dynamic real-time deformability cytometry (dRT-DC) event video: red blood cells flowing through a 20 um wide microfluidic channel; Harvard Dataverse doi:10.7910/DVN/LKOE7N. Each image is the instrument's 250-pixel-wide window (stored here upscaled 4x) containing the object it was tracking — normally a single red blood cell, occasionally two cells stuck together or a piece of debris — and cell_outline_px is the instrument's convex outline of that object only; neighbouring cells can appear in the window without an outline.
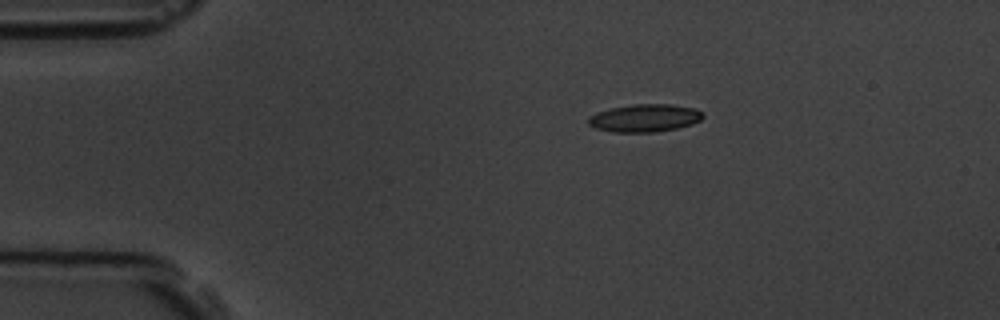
{"species": "common noctule bat (a hibernating species)", "species_latin": "Nyctalus noctula", "temperature_condition": "room temperature", "stored_images_in_passage": 6, "camera_frame_rate_fps": 3000, "um_per_image_px": 0.085, "animal": {"sex": "male", "body_mass_g": 19.5, "forearm_length_mm": 54.6}, "frame": {"image": 1, "passage_image": 1, "time_ms": 0.0, "image_size_px": [1000, 320], "cell_outline_px": [[704, 116], [700, 120], [692, 124], [676, 128], [652, 132], [612, 132], [596, 128], [588, 124], [588, 116], [596, 112], [612, 108], [632, 104], [672, 104], [696, 108], [704, 112]], "centroid_in_image_um": [54.81, 10.02], "position_along_channel_um": 30.2, "area_um2": 18.61}}
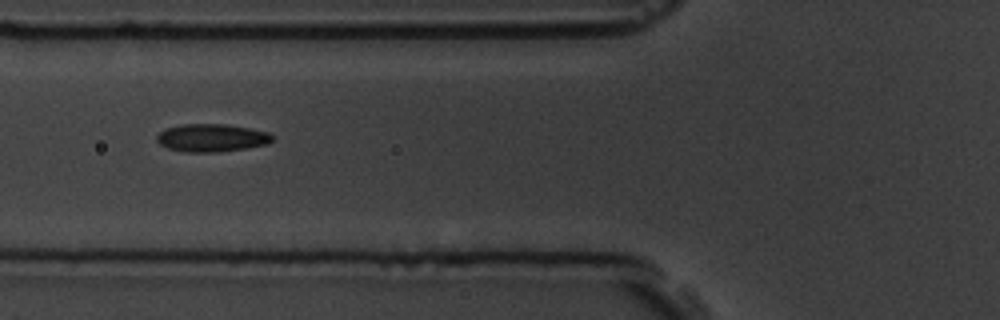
{"frame": {"image": 2, "passage_image": 4, "time_ms": 3.667, "image_size_px": [1000, 320], "cell_outline_px": [[272, 140], [268, 144], [244, 148], [216, 152], [184, 152], [168, 148], [160, 144], [156, 140], [156, 136], [164, 128], [180, 124], [228, 124], [252, 128], [268, 132], [272, 136]], "centroid_in_image_um": [17.96, 11.7], "position_along_channel_um": 107.8, "area_um2": 18.84}}
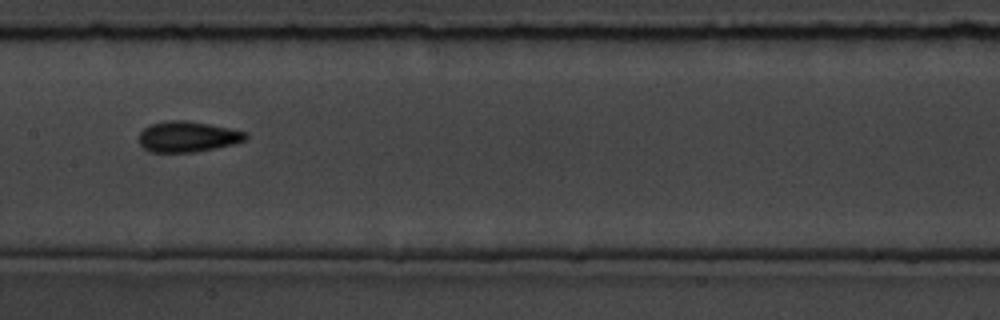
{"frame": {"image": 3, "passage_image": 6, "time_ms": 6.0, "image_size_px": [1000, 320], "cell_outline_px": [[248, 136], [244, 140], [236, 144], [196, 152], [152, 152], [144, 148], [140, 144], [140, 132], [148, 124], [168, 120], [184, 120], [208, 124], [248, 132]], "centroid_in_image_um": [15.96, 11.62], "position_along_channel_um": 191.4, "area_um2": 19.13}}